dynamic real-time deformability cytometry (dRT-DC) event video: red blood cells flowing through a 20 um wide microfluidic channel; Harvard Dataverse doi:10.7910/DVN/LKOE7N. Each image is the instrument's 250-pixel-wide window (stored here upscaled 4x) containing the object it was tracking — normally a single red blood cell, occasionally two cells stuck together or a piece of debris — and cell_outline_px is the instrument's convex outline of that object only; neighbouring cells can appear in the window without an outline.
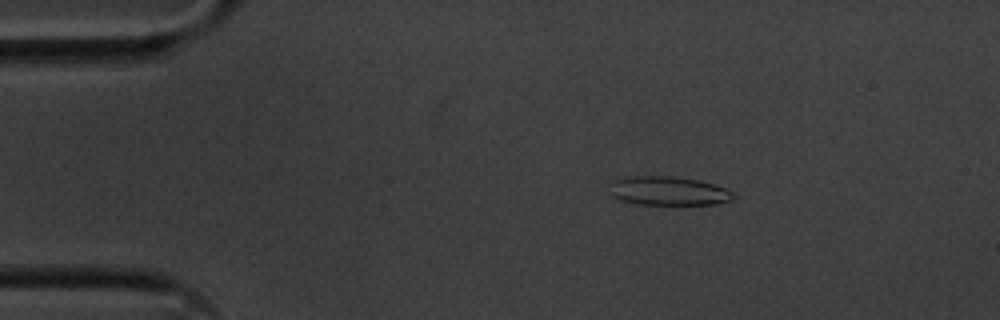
{"species": "common noctule bat (a hibernating species)", "species_latin": "Nyctalus noctula", "temperature_condition": "cold", "stored_images_in_passage": 51, "camera_frame_rate_fps": 3000, "um_per_image_px": 0.085, "animal": {"sex": "male", "body_mass_g": 20.1, "forearm_length_mm": 53.5}, "frame": {"image": 1, "passage_image": 5, "time_ms": 1.333, "image_size_px": [1000, 320], "cell_outline_px": [[736, 196], [732, 200], [716, 204], [632, 204], [620, 200], [612, 196], [608, 192], [612, 184], [616, 180], [624, 176], [672, 176], [700, 180], [736, 192]], "centroid_in_image_um": [56.81, 16.23], "position_along_channel_um": 28.2, "area_um2": 21.04}}
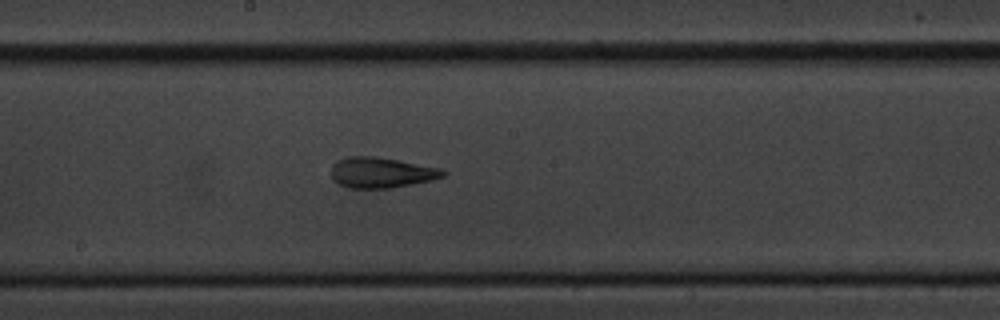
{"frame": {"image": 2, "passage_image": 25, "time_ms": 8.0, "image_size_px": [1000, 320], "cell_outline_px": [[448, 172], [444, 176], [432, 180], [412, 184], [388, 188], [348, 188], [332, 180], [332, 164], [336, 160], [348, 156], [376, 156], [440, 168]], "centroid_in_image_um": [32.39, 14.66], "position_along_channel_um": 215.8, "area_um2": 19.94}}
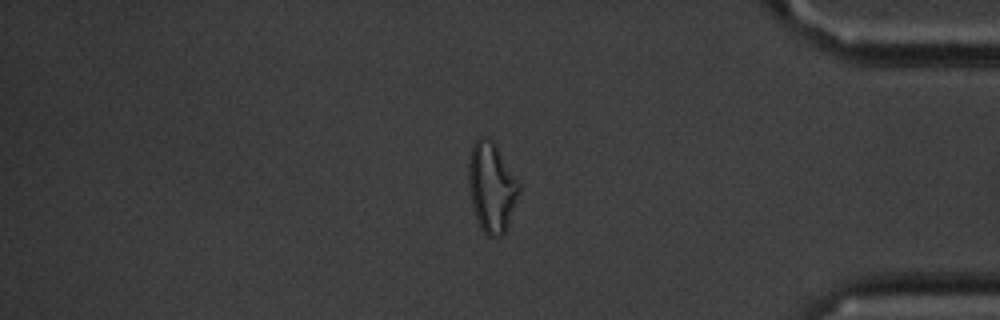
{"frame": {"image": 3, "passage_image": 42, "time_ms": 13.667, "image_size_px": [1000, 320], "cell_outline_px": [[520, 192], [508, 224], [504, 232], [500, 236], [488, 236], [480, 228], [476, 220], [468, 188], [468, 156], [472, 144], [480, 136], [484, 136], [492, 140], [496, 144], [520, 184]], "centroid_in_image_um": [41.76, 15.88], "position_along_channel_um": 393.4, "area_um2": 26.65}, "authors_computed_cell_mechanics": {"area_um2": 20.8658, "velocity_mm_per_s": 3.6132, "shape_relaxation_time_tau1_ms": 9.1717, "shape_relaxation_time_tau2_ms": 3.0945, "deformation_change_tau1": 0.2223, "deformation_change_tau2": 0.1232}}